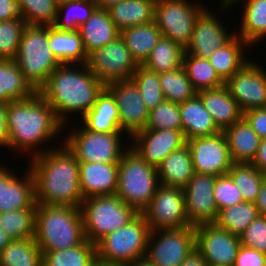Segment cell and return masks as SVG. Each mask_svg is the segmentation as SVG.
Masks as SVG:
<instances>
[{
	"mask_svg": "<svg viewBox=\"0 0 266 266\" xmlns=\"http://www.w3.org/2000/svg\"><path fill=\"white\" fill-rule=\"evenodd\" d=\"M182 66L197 92L225 84L207 58L196 57L184 52Z\"/></svg>",
	"mask_w": 266,
	"mask_h": 266,
	"instance_id": "74e56055",
	"label": "cell"
},
{
	"mask_svg": "<svg viewBox=\"0 0 266 266\" xmlns=\"http://www.w3.org/2000/svg\"><path fill=\"white\" fill-rule=\"evenodd\" d=\"M126 266H154V265L149 263L146 259H141Z\"/></svg>",
	"mask_w": 266,
	"mask_h": 266,
	"instance_id": "94428289",
	"label": "cell"
},
{
	"mask_svg": "<svg viewBox=\"0 0 266 266\" xmlns=\"http://www.w3.org/2000/svg\"><path fill=\"white\" fill-rule=\"evenodd\" d=\"M49 25H26L15 57L20 71L38 91L61 63L49 47Z\"/></svg>",
	"mask_w": 266,
	"mask_h": 266,
	"instance_id": "52a82bcc",
	"label": "cell"
},
{
	"mask_svg": "<svg viewBox=\"0 0 266 266\" xmlns=\"http://www.w3.org/2000/svg\"><path fill=\"white\" fill-rule=\"evenodd\" d=\"M145 129H172L182 131L179 104L164 100L156 108L150 110L148 123Z\"/></svg>",
	"mask_w": 266,
	"mask_h": 266,
	"instance_id": "7dc6e473",
	"label": "cell"
},
{
	"mask_svg": "<svg viewBox=\"0 0 266 266\" xmlns=\"http://www.w3.org/2000/svg\"><path fill=\"white\" fill-rule=\"evenodd\" d=\"M69 1H73V0H56V2H57L58 4H60V3H64V2H69Z\"/></svg>",
	"mask_w": 266,
	"mask_h": 266,
	"instance_id": "be15d7a7",
	"label": "cell"
},
{
	"mask_svg": "<svg viewBox=\"0 0 266 266\" xmlns=\"http://www.w3.org/2000/svg\"><path fill=\"white\" fill-rule=\"evenodd\" d=\"M187 0H156L154 21L163 37L186 49L198 16L206 9Z\"/></svg>",
	"mask_w": 266,
	"mask_h": 266,
	"instance_id": "9c48e42d",
	"label": "cell"
},
{
	"mask_svg": "<svg viewBox=\"0 0 266 266\" xmlns=\"http://www.w3.org/2000/svg\"><path fill=\"white\" fill-rule=\"evenodd\" d=\"M151 231L191 226L188 221L183 188L160 185L141 213Z\"/></svg>",
	"mask_w": 266,
	"mask_h": 266,
	"instance_id": "4fadbf2b",
	"label": "cell"
},
{
	"mask_svg": "<svg viewBox=\"0 0 266 266\" xmlns=\"http://www.w3.org/2000/svg\"><path fill=\"white\" fill-rule=\"evenodd\" d=\"M155 3L156 0H122L107 10L112 22L121 31L153 22Z\"/></svg>",
	"mask_w": 266,
	"mask_h": 266,
	"instance_id": "1f68e13d",
	"label": "cell"
},
{
	"mask_svg": "<svg viewBox=\"0 0 266 266\" xmlns=\"http://www.w3.org/2000/svg\"><path fill=\"white\" fill-rule=\"evenodd\" d=\"M241 0H221L220 10L224 12ZM244 1V2H243ZM245 3L241 26L236 35L240 36L250 46L266 37V0H242Z\"/></svg>",
	"mask_w": 266,
	"mask_h": 266,
	"instance_id": "484cf974",
	"label": "cell"
},
{
	"mask_svg": "<svg viewBox=\"0 0 266 266\" xmlns=\"http://www.w3.org/2000/svg\"><path fill=\"white\" fill-rule=\"evenodd\" d=\"M82 119L83 126L91 132L124 133L120 127L116 100L106 87Z\"/></svg>",
	"mask_w": 266,
	"mask_h": 266,
	"instance_id": "cb8c5ba5",
	"label": "cell"
},
{
	"mask_svg": "<svg viewBox=\"0 0 266 266\" xmlns=\"http://www.w3.org/2000/svg\"><path fill=\"white\" fill-rule=\"evenodd\" d=\"M21 17L28 25H53L58 11L56 0H17Z\"/></svg>",
	"mask_w": 266,
	"mask_h": 266,
	"instance_id": "f6af8a7d",
	"label": "cell"
},
{
	"mask_svg": "<svg viewBox=\"0 0 266 266\" xmlns=\"http://www.w3.org/2000/svg\"><path fill=\"white\" fill-rule=\"evenodd\" d=\"M106 88L116 100L122 132H126V136L131 138L135 133L144 130L150 111L135 83L131 79L115 81L106 85Z\"/></svg>",
	"mask_w": 266,
	"mask_h": 266,
	"instance_id": "e0dca14e",
	"label": "cell"
},
{
	"mask_svg": "<svg viewBox=\"0 0 266 266\" xmlns=\"http://www.w3.org/2000/svg\"><path fill=\"white\" fill-rule=\"evenodd\" d=\"M130 79L139 89L149 111L165 100L158 73L139 65Z\"/></svg>",
	"mask_w": 266,
	"mask_h": 266,
	"instance_id": "ee69618b",
	"label": "cell"
},
{
	"mask_svg": "<svg viewBox=\"0 0 266 266\" xmlns=\"http://www.w3.org/2000/svg\"><path fill=\"white\" fill-rule=\"evenodd\" d=\"M80 209L85 238L94 244L105 235L126 226L139 214L118 195L83 199Z\"/></svg>",
	"mask_w": 266,
	"mask_h": 266,
	"instance_id": "ba28073f",
	"label": "cell"
},
{
	"mask_svg": "<svg viewBox=\"0 0 266 266\" xmlns=\"http://www.w3.org/2000/svg\"><path fill=\"white\" fill-rule=\"evenodd\" d=\"M216 177L210 174L194 173L183 188L186 213L191 226L216 222L218 209L213 191Z\"/></svg>",
	"mask_w": 266,
	"mask_h": 266,
	"instance_id": "ac0fdd59",
	"label": "cell"
},
{
	"mask_svg": "<svg viewBox=\"0 0 266 266\" xmlns=\"http://www.w3.org/2000/svg\"><path fill=\"white\" fill-rule=\"evenodd\" d=\"M131 139L134 144L130 147L155 168L171 152L182 148L187 142L183 131L172 129H144L135 133Z\"/></svg>",
	"mask_w": 266,
	"mask_h": 266,
	"instance_id": "d6986e66",
	"label": "cell"
},
{
	"mask_svg": "<svg viewBox=\"0 0 266 266\" xmlns=\"http://www.w3.org/2000/svg\"><path fill=\"white\" fill-rule=\"evenodd\" d=\"M195 173L223 176L232 165L227 139L223 131L187 140Z\"/></svg>",
	"mask_w": 266,
	"mask_h": 266,
	"instance_id": "9a60e30c",
	"label": "cell"
},
{
	"mask_svg": "<svg viewBox=\"0 0 266 266\" xmlns=\"http://www.w3.org/2000/svg\"><path fill=\"white\" fill-rule=\"evenodd\" d=\"M13 240L5 231L0 228V252Z\"/></svg>",
	"mask_w": 266,
	"mask_h": 266,
	"instance_id": "680465c9",
	"label": "cell"
},
{
	"mask_svg": "<svg viewBox=\"0 0 266 266\" xmlns=\"http://www.w3.org/2000/svg\"><path fill=\"white\" fill-rule=\"evenodd\" d=\"M159 82L165 100L181 104L194 98L197 91L188 79L184 67L159 73Z\"/></svg>",
	"mask_w": 266,
	"mask_h": 266,
	"instance_id": "60d3db41",
	"label": "cell"
},
{
	"mask_svg": "<svg viewBox=\"0 0 266 266\" xmlns=\"http://www.w3.org/2000/svg\"><path fill=\"white\" fill-rule=\"evenodd\" d=\"M209 12L207 8L198 16L190 44L185 49L190 55L209 58L211 54L228 43L236 33H230L224 29L219 19Z\"/></svg>",
	"mask_w": 266,
	"mask_h": 266,
	"instance_id": "ffe728a7",
	"label": "cell"
},
{
	"mask_svg": "<svg viewBox=\"0 0 266 266\" xmlns=\"http://www.w3.org/2000/svg\"><path fill=\"white\" fill-rule=\"evenodd\" d=\"M85 65L105 86L129 80L139 66L120 36L88 53Z\"/></svg>",
	"mask_w": 266,
	"mask_h": 266,
	"instance_id": "8fae6325",
	"label": "cell"
},
{
	"mask_svg": "<svg viewBox=\"0 0 266 266\" xmlns=\"http://www.w3.org/2000/svg\"><path fill=\"white\" fill-rule=\"evenodd\" d=\"M179 266H209L202 255L194 249Z\"/></svg>",
	"mask_w": 266,
	"mask_h": 266,
	"instance_id": "6f0895ef",
	"label": "cell"
},
{
	"mask_svg": "<svg viewBox=\"0 0 266 266\" xmlns=\"http://www.w3.org/2000/svg\"><path fill=\"white\" fill-rule=\"evenodd\" d=\"M94 266H122V265H107L100 262H96Z\"/></svg>",
	"mask_w": 266,
	"mask_h": 266,
	"instance_id": "6125c7cd",
	"label": "cell"
},
{
	"mask_svg": "<svg viewBox=\"0 0 266 266\" xmlns=\"http://www.w3.org/2000/svg\"><path fill=\"white\" fill-rule=\"evenodd\" d=\"M229 153L234 163H252L255 159L261 138L249 123L242 118L224 131Z\"/></svg>",
	"mask_w": 266,
	"mask_h": 266,
	"instance_id": "83f0119b",
	"label": "cell"
},
{
	"mask_svg": "<svg viewBox=\"0 0 266 266\" xmlns=\"http://www.w3.org/2000/svg\"><path fill=\"white\" fill-rule=\"evenodd\" d=\"M162 36L155 21L144 25L127 27L120 31L121 39L139 65L145 62Z\"/></svg>",
	"mask_w": 266,
	"mask_h": 266,
	"instance_id": "d6a6232c",
	"label": "cell"
},
{
	"mask_svg": "<svg viewBox=\"0 0 266 266\" xmlns=\"http://www.w3.org/2000/svg\"><path fill=\"white\" fill-rule=\"evenodd\" d=\"M179 109L181 112L182 131L186 140L212 136L221 132L198 95L179 104Z\"/></svg>",
	"mask_w": 266,
	"mask_h": 266,
	"instance_id": "4316f807",
	"label": "cell"
},
{
	"mask_svg": "<svg viewBox=\"0 0 266 266\" xmlns=\"http://www.w3.org/2000/svg\"><path fill=\"white\" fill-rule=\"evenodd\" d=\"M72 66L74 64L59 65L38 90L54 109L56 117L63 125L68 114L79 112L83 117L106 87L85 64H77L79 70H75L76 66L74 68Z\"/></svg>",
	"mask_w": 266,
	"mask_h": 266,
	"instance_id": "3957f363",
	"label": "cell"
},
{
	"mask_svg": "<svg viewBox=\"0 0 266 266\" xmlns=\"http://www.w3.org/2000/svg\"><path fill=\"white\" fill-rule=\"evenodd\" d=\"M37 207L0 213V228L13 239H34Z\"/></svg>",
	"mask_w": 266,
	"mask_h": 266,
	"instance_id": "b9f144b4",
	"label": "cell"
},
{
	"mask_svg": "<svg viewBox=\"0 0 266 266\" xmlns=\"http://www.w3.org/2000/svg\"><path fill=\"white\" fill-rule=\"evenodd\" d=\"M119 162H79L80 189L83 199L116 195Z\"/></svg>",
	"mask_w": 266,
	"mask_h": 266,
	"instance_id": "7402d4cb",
	"label": "cell"
},
{
	"mask_svg": "<svg viewBox=\"0 0 266 266\" xmlns=\"http://www.w3.org/2000/svg\"><path fill=\"white\" fill-rule=\"evenodd\" d=\"M254 204L257 208L258 214L266 216V173L264 174L262 185Z\"/></svg>",
	"mask_w": 266,
	"mask_h": 266,
	"instance_id": "9f6ffc18",
	"label": "cell"
},
{
	"mask_svg": "<svg viewBox=\"0 0 266 266\" xmlns=\"http://www.w3.org/2000/svg\"><path fill=\"white\" fill-rule=\"evenodd\" d=\"M194 249V226L153 230L149 234L145 259L154 266H179Z\"/></svg>",
	"mask_w": 266,
	"mask_h": 266,
	"instance_id": "30bf717a",
	"label": "cell"
},
{
	"mask_svg": "<svg viewBox=\"0 0 266 266\" xmlns=\"http://www.w3.org/2000/svg\"><path fill=\"white\" fill-rule=\"evenodd\" d=\"M97 7L101 9H109L111 6L119 3L122 0H95Z\"/></svg>",
	"mask_w": 266,
	"mask_h": 266,
	"instance_id": "91938a15",
	"label": "cell"
},
{
	"mask_svg": "<svg viewBox=\"0 0 266 266\" xmlns=\"http://www.w3.org/2000/svg\"><path fill=\"white\" fill-rule=\"evenodd\" d=\"M197 95L221 131L243 118V112L225 84L217 88L199 91Z\"/></svg>",
	"mask_w": 266,
	"mask_h": 266,
	"instance_id": "603a6c76",
	"label": "cell"
},
{
	"mask_svg": "<svg viewBox=\"0 0 266 266\" xmlns=\"http://www.w3.org/2000/svg\"><path fill=\"white\" fill-rule=\"evenodd\" d=\"M22 18L17 0H0V21Z\"/></svg>",
	"mask_w": 266,
	"mask_h": 266,
	"instance_id": "f5cc1de1",
	"label": "cell"
},
{
	"mask_svg": "<svg viewBox=\"0 0 266 266\" xmlns=\"http://www.w3.org/2000/svg\"><path fill=\"white\" fill-rule=\"evenodd\" d=\"M30 160L37 204L81 206L79 161L65 143Z\"/></svg>",
	"mask_w": 266,
	"mask_h": 266,
	"instance_id": "6da1fadb",
	"label": "cell"
},
{
	"mask_svg": "<svg viewBox=\"0 0 266 266\" xmlns=\"http://www.w3.org/2000/svg\"><path fill=\"white\" fill-rule=\"evenodd\" d=\"M258 215L255 204L244 201L220 210L215 224L231 234L240 236Z\"/></svg>",
	"mask_w": 266,
	"mask_h": 266,
	"instance_id": "f35d334b",
	"label": "cell"
},
{
	"mask_svg": "<svg viewBox=\"0 0 266 266\" xmlns=\"http://www.w3.org/2000/svg\"><path fill=\"white\" fill-rule=\"evenodd\" d=\"M225 85L243 113L266 108V71L252 59L234 73Z\"/></svg>",
	"mask_w": 266,
	"mask_h": 266,
	"instance_id": "2e32d148",
	"label": "cell"
},
{
	"mask_svg": "<svg viewBox=\"0 0 266 266\" xmlns=\"http://www.w3.org/2000/svg\"><path fill=\"white\" fill-rule=\"evenodd\" d=\"M233 266H266V254L241 245Z\"/></svg>",
	"mask_w": 266,
	"mask_h": 266,
	"instance_id": "f907efd6",
	"label": "cell"
},
{
	"mask_svg": "<svg viewBox=\"0 0 266 266\" xmlns=\"http://www.w3.org/2000/svg\"><path fill=\"white\" fill-rule=\"evenodd\" d=\"M9 170L0 166V213L37 207L35 182L29 167L22 178Z\"/></svg>",
	"mask_w": 266,
	"mask_h": 266,
	"instance_id": "44dd1931",
	"label": "cell"
},
{
	"mask_svg": "<svg viewBox=\"0 0 266 266\" xmlns=\"http://www.w3.org/2000/svg\"><path fill=\"white\" fill-rule=\"evenodd\" d=\"M157 172L160 185L184 188L195 173L188 145L171 152Z\"/></svg>",
	"mask_w": 266,
	"mask_h": 266,
	"instance_id": "f1b7e54d",
	"label": "cell"
},
{
	"mask_svg": "<svg viewBox=\"0 0 266 266\" xmlns=\"http://www.w3.org/2000/svg\"><path fill=\"white\" fill-rule=\"evenodd\" d=\"M151 230L139 213L126 226L102 237L96 245L97 262L107 265H129L145 259Z\"/></svg>",
	"mask_w": 266,
	"mask_h": 266,
	"instance_id": "8992f818",
	"label": "cell"
},
{
	"mask_svg": "<svg viewBox=\"0 0 266 266\" xmlns=\"http://www.w3.org/2000/svg\"><path fill=\"white\" fill-rule=\"evenodd\" d=\"M247 202H255L262 185L264 173L259 171L252 163H232L227 173Z\"/></svg>",
	"mask_w": 266,
	"mask_h": 266,
	"instance_id": "7bdbcfd3",
	"label": "cell"
},
{
	"mask_svg": "<svg viewBox=\"0 0 266 266\" xmlns=\"http://www.w3.org/2000/svg\"><path fill=\"white\" fill-rule=\"evenodd\" d=\"M96 8L95 0H73L60 3L58 4L56 20L52 26L58 30L76 31ZM63 16L65 17L62 18Z\"/></svg>",
	"mask_w": 266,
	"mask_h": 266,
	"instance_id": "ab89813d",
	"label": "cell"
},
{
	"mask_svg": "<svg viewBox=\"0 0 266 266\" xmlns=\"http://www.w3.org/2000/svg\"><path fill=\"white\" fill-rule=\"evenodd\" d=\"M243 118L261 139L266 138V108L245 111Z\"/></svg>",
	"mask_w": 266,
	"mask_h": 266,
	"instance_id": "816d5d0a",
	"label": "cell"
},
{
	"mask_svg": "<svg viewBox=\"0 0 266 266\" xmlns=\"http://www.w3.org/2000/svg\"><path fill=\"white\" fill-rule=\"evenodd\" d=\"M241 245L239 236L215 223L195 226V249L209 266H233Z\"/></svg>",
	"mask_w": 266,
	"mask_h": 266,
	"instance_id": "5bb4252c",
	"label": "cell"
},
{
	"mask_svg": "<svg viewBox=\"0 0 266 266\" xmlns=\"http://www.w3.org/2000/svg\"><path fill=\"white\" fill-rule=\"evenodd\" d=\"M96 245L85 239L81 244L43 254V266H94Z\"/></svg>",
	"mask_w": 266,
	"mask_h": 266,
	"instance_id": "e575fe53",
	"label": "cell"
},
{
	"mask_svg": "<svg viewBox=\"0 0 266 266\" xmlns=\"http://www.w3.org/2000/svg\"><path fill=\"white\" fill-rule=\"evenodd\" d=\"M72 132L63 142L79 162H119L126 151L121 143L123 133L91 132L84 126L79 131L75 129Z\"/></svg>",
	"mask_w": 266,
	"mask_h": 266,
	"instance_id": "7c38bea8",
	"label": "cell"
},
{
	"mask_svg": "<svg viewBox=\"0 0 266 266\" xmlns=\"http://www.w3.org/2000/svg\"><path fill=\"white\" fill-rule=\"evenodd\" d=\"M49 47L61 64H85L87 53L78 30H58L49 25Z\"/></svg>",
	"mask_w": 266,
	"mask_h": 266,
	"instance_id": "4dcf8cb0",
	"label": "cell"
},
{
	"mask_svg": "<svg viewBox=\"0 0 266 266\" xmlns=\"http://www.w3.org/2000/svg\"><path fill=\"white\" fill-rule=\"evenodd\" d=\"M7 107L8 103L0 102V146L2 147H7L8 144Z\"/></svg>",
	"mask_w": 266,
	"mask_h": 266,
	"instance_id": "db71d44e",
	"label": "cell"
},
{
	"mask_svg": "<svg viewBox=\"0 0 266 266\" xmlns=\"http://www.w3.org/2000/svg\"><path fill=\"white\" fill-rule=\"evenodd\" d=\"M26 25L23 18L0 21V59H15Z\"/></svg>",
	"mask_w": 266,
	"mask_h": 266,
	"instance_id": "bcb514c9",
	"label": "cell"
},
{
	"mask_svg": "<svg viewBox=\"0 0 266 266\" xmlns=\"http://www.w3.org/2000/svg\"><path fill=\"white\" fill-rule=\"evenodd\" d=\"M246 47H250V45L240 36L235 35L228 43L214 51L208 58L224 82L250 60L244 56Z\"/></svg>",
	"mask_w": 266,
	"mask_h": 266,
	"instance_id": "836d02e7",
	"label": "cell"
},
{
	"mask_svg": "<svg viewBox=\"0 0 266 266\" xmlns=\"http://www.w3.org/2000/svg\"><path fill=\"white\" fill-rule=\"evenodd\" d=\"M37 92L14 59H0V102L24 100Z\"/></svg>",
	"mask_w": 266,
	"mask_h": 266,
	"instance_id": "f546056e",
	"label": "cell"
},
{
	"mask_svg": "<svg viewBox=\"0 0 266 266\" xmlns=\"http://www.w3.org/2000/svg\"><path fill=\"white\" fill-rule=\"evenodd\" d=\"M239 237L242 245L266 254V216L258 215Z\"/></svg>",
	"mask_w": 266,
	"mask_h": 266,
	"instance_id": "681fc988",
	"label": "cell"
},
{
	"mask_svg": "<svg viewBox=\"0 0 266 266\" xmlns=\"http://www.w3.org/2000/svg\"><path fill=\"white\" fill-rule=\"evenodd\" d=\"M184 52L179 44L162 36L142 65L158 74L172 71L182 67Z\"/></svg>",
	"mask_w": 266,
	"mask_h": 266,
	"instance_id": "d590c367",
	"label": "cell"
},
{
	"mask_svg": "<svg viewBox=\"0 0 266 266\" xmlns=\"http://www.w3.org/2000/svg\"><path fill=\"white\" fill-rule=\"evenodd\" d=\"M127 148L119 161L116 195L142 213L160 186L158 172L130 146Z\"/></svg>",
	"mask_w": 266,
	"mask_h": 266,
	"instance_id": "5b68a950",
	"label": "cell"
},
{
	"mask_svg": "<svg viewBox=\"0 0 266 266\" xmlns=\"http://www.w3.org/2000/svg\"><path fill=\"white\" fill-rule=\"evenodd\" d=\"M0 266H43V254L34 239H13L0 252Z\"/></svg>",
	"mask_w": 266,
	"mask_h": 266,
	"instance_id": "8d00e7d4",
	"label": "cell"
},
{
	"mask_svg": "<svg viewBox=\"0 0 266 266\" xmlns=\"http://www.w3.org/2000/svg\"><path fill=\"white\" fill-rule=\"evenodd\" d=\"M213 191L218 212L224 208L244 202L240 190L228 174L216 177Z\"/></svg>",
	"mask_w": 266,
	"mask_h": 266,
	"instance_id": "c3c4849f",
	"label": "cell"
},
{
	"mask_svg": "<svg viewBox=\"0 0 266 266\" xmlns=\"http://www.w3.org/2000/svg\"><path fill=\"white\" fill-rule=\"evenodd\" d=\"M7 149L22 152L29 150L34 157L43 153L38 146L51 141L64 129L63 124L55 115L54 109L39 92L24 100L11 101L7 107ZM60 131V132H59ZM37 149H34L36 148ZM28 149V150H27ZM34 149V150H33Z\"/></svg>",
	"mask_w": 266,
	"mask_h": 266,
	"instance_id": "7a4b0ae2",
	"label": "cell"
},
{
	"mask_svg": "<svg viewBox=\"0 0 266 266\" xmlns=\"http://www.w3.org/2000/svg\"><path fill=\"white\" fill-rule=\"evenodd\" d=\"M85 239L80 207L37 204L34 240L42 254L77 246Z\"/></svg>",
	"mask_w": 266,
	"mask_h": 266,
	"instance_id": "277c9868",
	"label": "cell"
},
{
	"mask_svg": "<svg viewBox=\"0 0 266 266\" xmlns=\"http://www.w3.org/2000/svg\"><path fill=\"white\" fill-rule=\"evenodd\" d=\"M78 31L87 54L120 36V30L112 22L108 10L98 7Z\"/></svg>",
	"mask_w": 266,
	"mask_h": 266,
	"instance_id": "d4e9b609",
	"label": "cell"
},
{
	"mask_svg": "<svg viewBox=\"0 0 266 266\" xmlns=\"http://www.w3.org/2000/svg\"><path fill=\"white\" fill-rule=\"evenodd\" d=\"M252 164L262 173H266V138L261 139L257 155Z\"/></svg>",
	"mask_w": 266,
	"mask_h": 266,
	"instance_id": "11a10c76",
	"label": "cell"
}]
</instances>
